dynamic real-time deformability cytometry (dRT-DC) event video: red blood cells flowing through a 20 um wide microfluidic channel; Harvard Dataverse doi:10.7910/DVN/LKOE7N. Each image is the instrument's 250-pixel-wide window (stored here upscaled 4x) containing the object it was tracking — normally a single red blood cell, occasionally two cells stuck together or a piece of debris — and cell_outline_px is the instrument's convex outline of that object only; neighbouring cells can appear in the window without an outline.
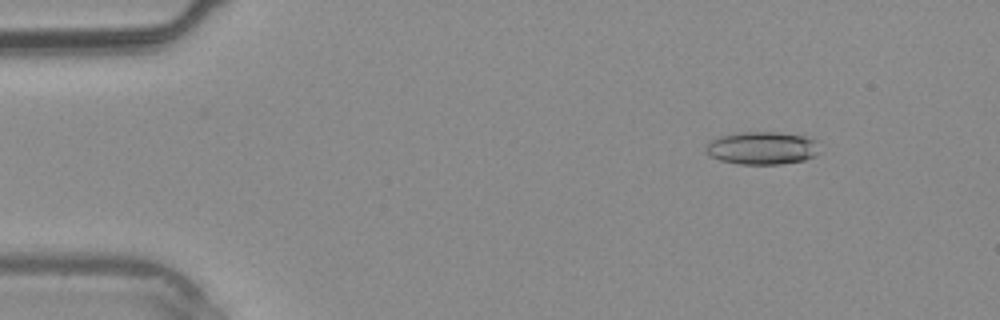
{"species": "common noctule bat (a hibernating species)", "species_latin": "Nyctalus noctula", "temperature_condition": "warm", "stored_images_in_passage": 38, "camera_frame_rate_fps": 3000, "um_per_image_px": 0.085, "animal": {"sex": "male", "body_mass_g": 20.4}, "frame": {"image": 1, "passage_image": 4, "time_ms": 1.0, "image_size_px": [1000, 320], "cell_outline_px": [[820, 152], [816, 156], [804, 160], [780, 164], [740, 164], [720, 160], [708, 156], [704, 152], [704, 144], [720, 136], [740, 132], [776, 132], [804, 136], [812, 140]], "centroid_in_image_um": [64.7, 12.59], "position_along_channel_um": 20.3, "area_um2": 21.79}}
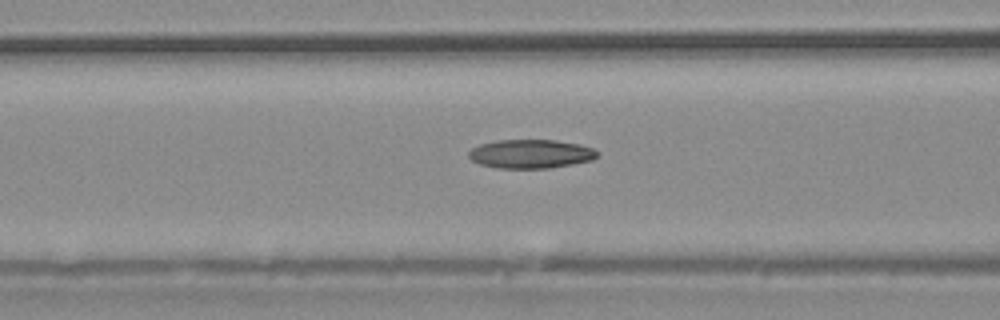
{"frame": {"image": 2, "passage_image": 15, "time_ms": 4.667, "image_size_px": [1000, 320], "cell_outline_px": [[596, 156], [592, 160], [572, 164], [548, 168], [496, 168], [480, 164], [472, 160], [468, 156], [468, 152], [472, 148], [480, 144], [496, 140], [556, 140], [580, 144], [592, 148], [596, 152]], "centroid_in_image_um": [45.07, 13.08], "position_along_channel_um": 121.5, "area_um2": 21.5}}
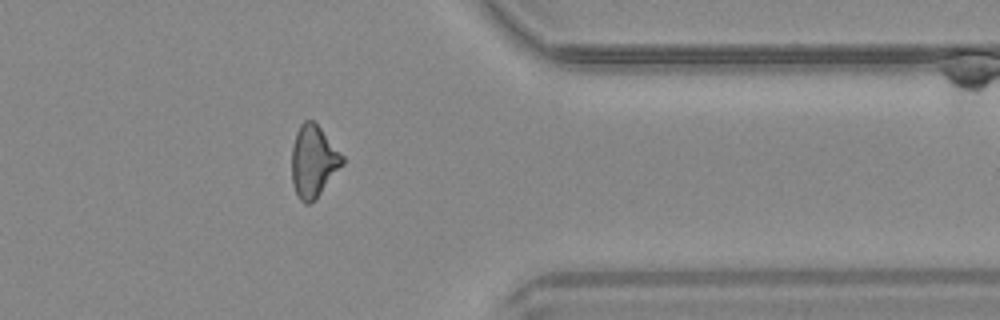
{"frame": {"image": 3, "passage_image": 31, "time_ms": 10.0, "image_size_px": [1000, 320], "cell_outline_px": [[344, 164], [320, 192], [308, 204], [304, 204], [300, 200], [292, 184], [292, 144], [296, 132], [300, 124], [304, 120], [312, 120], [320, 128], [344, 156]], "centroid_in_image_um": [26.63, 13.68], "position_along_channel_um": 384.8, "area_um2": 20.92}}